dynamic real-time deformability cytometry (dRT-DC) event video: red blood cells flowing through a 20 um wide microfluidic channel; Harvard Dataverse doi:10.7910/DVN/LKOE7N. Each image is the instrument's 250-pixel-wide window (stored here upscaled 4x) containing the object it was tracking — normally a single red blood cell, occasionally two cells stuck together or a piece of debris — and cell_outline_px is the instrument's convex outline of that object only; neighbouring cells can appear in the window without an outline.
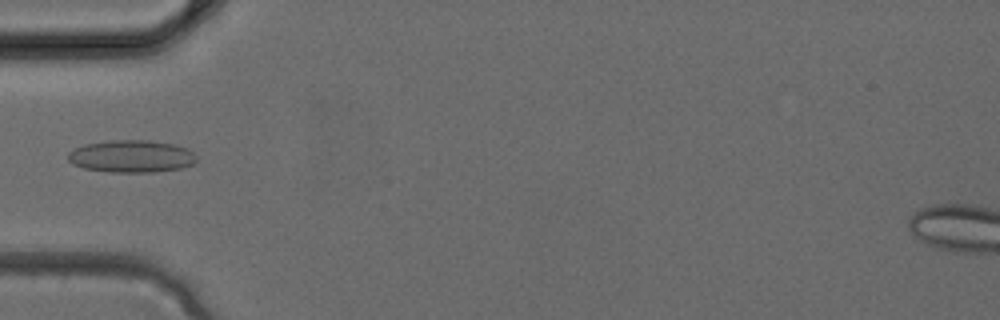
{"species": "common noctule bat (a hibernating species)", "species_latin": "Nyctalus noctula", "temperature_condition": "cold", "stored_images_in_passage": 3, "camera_frame_rate_fps": 3000, "um_per_image_px": 0.085, "animal": {"sex": "female", "body_mass_g": 24.6, "forearm_length_mm": 56.2}, "frame": {"image": 1, "passage_image": 3, "time_ms": 0.667, "image_size_px": [1000, 320], "cell_outline_px": [[196, 160], [192, 164], [180, 168], [152, 172], [108, 172], [84, 168], [72, 164], [68, 160], [68, 152], [84, 144], [112, 140], [148, 140], [176, 144], [188, 148], [196, 156]], "centroid_in_image_um": [11.17, 13.28], "position_along_channel_um": 73.8, "area_um2": 24.28}}